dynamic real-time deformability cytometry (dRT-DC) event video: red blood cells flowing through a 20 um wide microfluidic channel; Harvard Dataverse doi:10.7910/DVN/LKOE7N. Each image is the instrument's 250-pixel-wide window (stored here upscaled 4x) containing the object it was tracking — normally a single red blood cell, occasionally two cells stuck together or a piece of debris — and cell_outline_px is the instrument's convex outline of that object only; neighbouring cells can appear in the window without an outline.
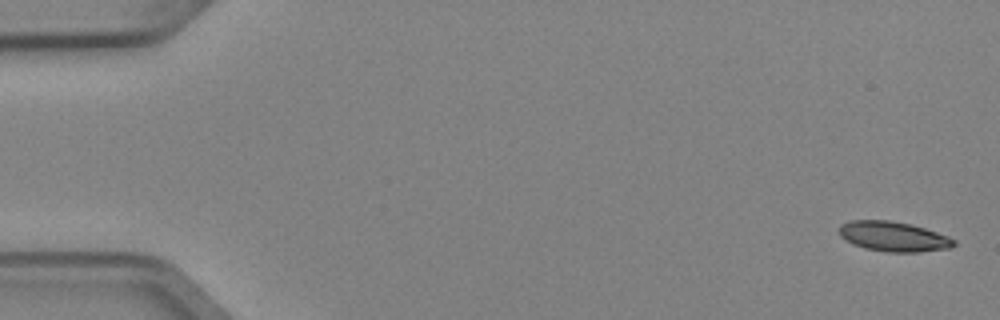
{"species": "Egyptian fruit bat (a non-hibernating species)", "species_latin": "Rousettus aegyptiacus", "temperature_condition": "cold", "stored_images_in_passage": 5, "camera_frame_rate_fps": 3000, "um_per_image_px": 0.085, "animal": {"sex": "female"}, "frame": {"image": 1, "passage_image": 1, "time_ms": 0.0, "image_size_px": [1000, 320], "cell_outline_px": [[956, 244], [948, 248], [920, 252], [888, 252], [864, 248], [852, 244], [840, 236], [840, 224], [852, 220], [888, 220], [912, 224], [948, 236], [956, 240]], "centroid_in_image_um": [75.94, 20.1], "position_along_channel_um": 9.1, "area_um2": 20.0}}